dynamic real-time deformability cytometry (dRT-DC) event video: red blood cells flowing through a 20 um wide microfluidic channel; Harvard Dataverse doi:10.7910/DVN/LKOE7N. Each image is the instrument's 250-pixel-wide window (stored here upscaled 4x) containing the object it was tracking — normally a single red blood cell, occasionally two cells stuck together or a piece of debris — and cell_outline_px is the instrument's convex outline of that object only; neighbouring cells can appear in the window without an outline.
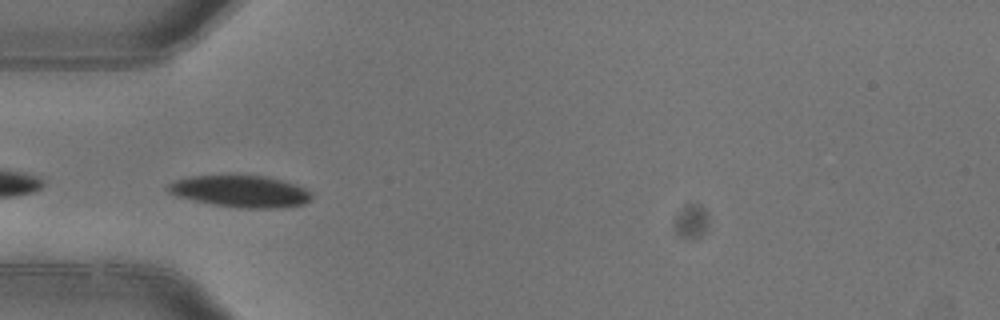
{"species": "common noctule bat (a hibernating species)", "species_latin": "Nyctalus noctula", "temperature_condition": "warm", "stored_images_in_passage": 4, "camera_frame_rate_fps": 3000, "um_per_image_px": 0.085, "animal": {"sex": "female"}, "frame": {"image": 1, "passage_image": 4, "time_ms": 1.0, "image_size_px": [1000, 320], "cell_outline_px": [[312, 196], [304, 204], [280, 208], [244, 208], [212, 204], [176, 196], [168, 192], [164, 188], [168, 184], [176, 180], [188, 176], [268, 176], [296, 184], [308, 188], [312, 192]], "centroid_in_image_um": [20.46, 16.26], "position_along_channel_um": 64.5, "area_um2": 26.65}}